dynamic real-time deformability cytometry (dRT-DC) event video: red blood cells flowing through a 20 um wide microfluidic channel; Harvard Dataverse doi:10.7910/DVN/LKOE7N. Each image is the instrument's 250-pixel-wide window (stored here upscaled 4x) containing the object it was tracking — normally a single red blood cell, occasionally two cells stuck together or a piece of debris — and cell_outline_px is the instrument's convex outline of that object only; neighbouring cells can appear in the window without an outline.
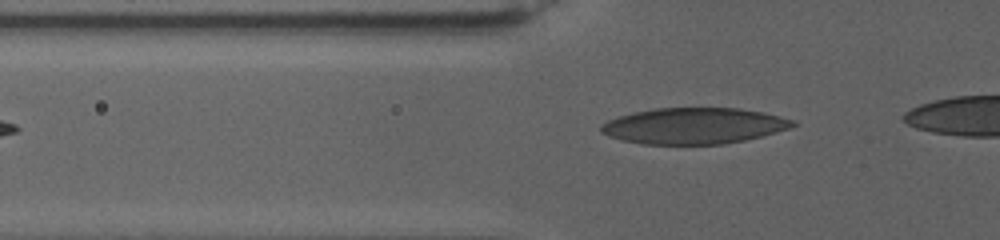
{"species": "human", "species_latin": "Homo sapiens", "temperature_condition": "warm", "stored_images_in_passage": 31, "camera_frame_rate_fps": 3000, "um_per_image_px": 0.085, "donor": {"sex": "female"}, "frame": {"image": 1, "passage_image": 2, "time_ms": 0.667, "image_size_px": [1000, 240], "cell_outline_px": [[796, 124], [788, 128], [776, 132], [744, 140], [724, 144], [644, 144], [620, 140], [608, 136], [600, 132], [600, 124], [616, 116], [632, 112], [652, 108], [740, 108], [764, 112], [780, 116], [792, 120]], "centroid_in_image_um": [58.91, 10.69], "position_along_channel_um": 66.9, "area_um2": 40.46}}
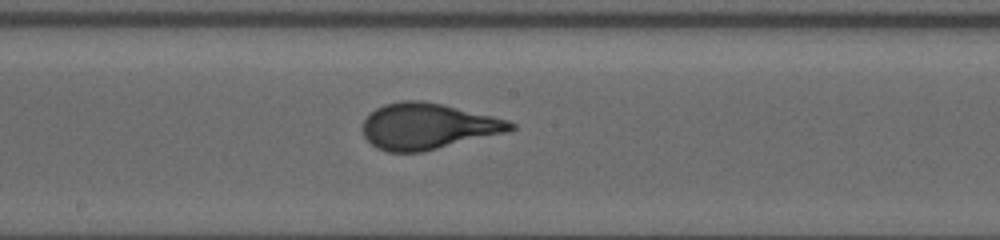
{"frame": {"image": 2, "passage_image": 11, "time_ms": 6.333, "image_size_px": [1000, 240], "cell_outline_px": [[516, 128], [508, 132], [420, 152], [388, 152], [376, 148], [364, 136], [364, 120], [376, 108], [384, 104], [400, 100], [420, 100], [444, 104], [508, 120], [516, 124]], "centroid_in_image_um": [36.37, 10.72], "position_along_channel_um": 211.8, "area_um2": 39.48}}
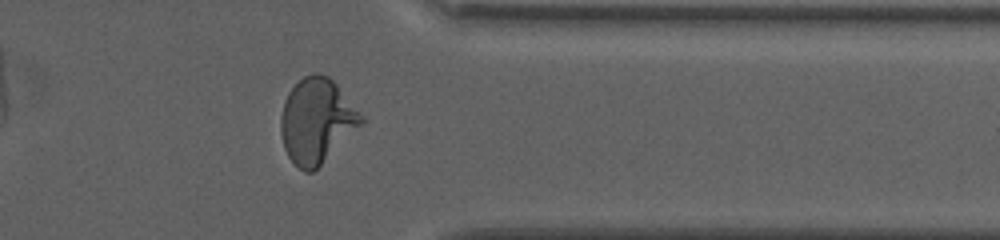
{"frame": {"image": 3, "passage_image": 25, "time_ms": 13.0, "image_size_px": [1000, 240], "cell_outline_px": [[364, 120], [312, 172], [304, 172], [288, 156], [284, 148], [280, 132], [280, 116], [284, 100], [288, 92], [304, 76], [312, 72], [316, 72], [328, 76], [336, 84], [364, 116]], "centroid_in_image_um": [26.87, 10.23], "position_along_channel_um": 384.5, "area_um2": 38.96}}